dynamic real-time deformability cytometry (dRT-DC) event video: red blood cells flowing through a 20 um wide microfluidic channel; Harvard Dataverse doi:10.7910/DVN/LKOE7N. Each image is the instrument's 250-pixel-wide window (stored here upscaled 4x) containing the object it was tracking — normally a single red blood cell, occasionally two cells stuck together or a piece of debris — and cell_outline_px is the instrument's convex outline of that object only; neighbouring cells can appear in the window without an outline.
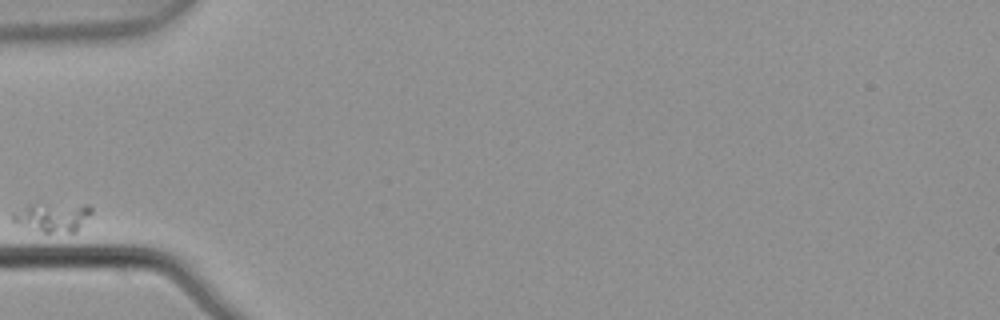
{"species": "common noctule bat (a hibernating species)", "species_latin": "Nyctalus noctula", "temperature_condition": "warm", "stored_images_in_passage": 5, "camera_frame_rate_fps": 3000, "um_per_image_px": 0.085, "animal": {"sex": "male", "body_mass_g": 21.5, "forearm_length_mm": 52.0}, "frame": {"image": 1, "passage_image": 1, "time_ms": 0.0, "image_size_px": [1000, 320], "cell_outline_px": [[92, 212], [76, 232], [44, 232], [28, 228], [16, 224], [12, 220], [12, 212], [28, 204], [88, 204], [92, 208]], "centroid_in_image_um": [4.45, 18.44], "position_along_channel_um": 80.5, "area_um2": 13.47}}
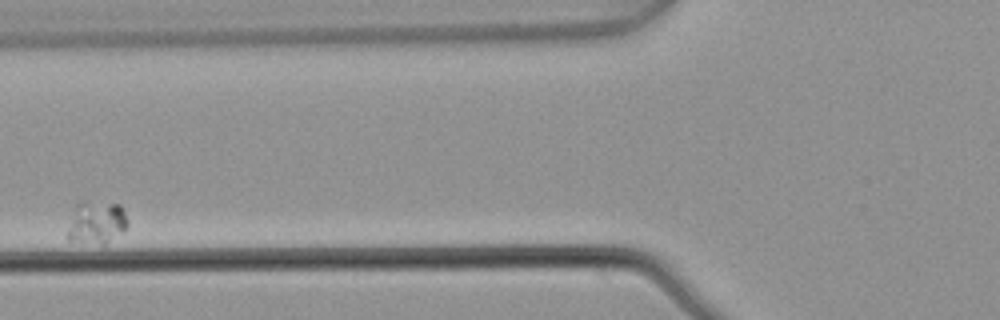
{"frame": {"image": 2, "passage_image": 2, "time_ms": 0.333, "image_size_px": [1000, 320], "cell_outline_px": [[128, 224], [120, 232], [104, 244], [100, 244], [68, 240], [68, 232], [80, 204], [120, 204], [124, 208], [128, 220]], "centroid_in_image_um": [8.3, 18.96], "position_along_channel_um": 117.5, "area_um2": 13.7}}
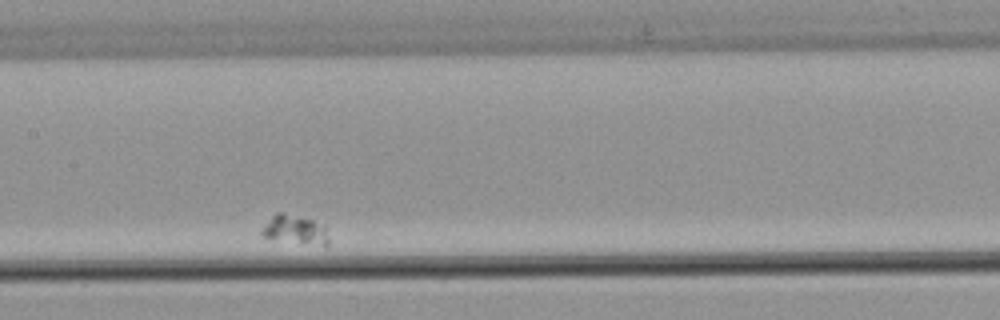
{"frame": {"image": 3, "passage_image": 4, "time_ms": 1.0, "image_size_px": [1000, 320], "cell_outline_px": [[328, 244], [324, 248], [268, 240], [260, 236], [260, 228], [276, 212], [284, 212], [312, 220], [324, 224], [328, 228]], "centroid_in_image_um": [25.08, 19.59], "position_along_channel_um": 182.3, "area_um2": 12.43}}